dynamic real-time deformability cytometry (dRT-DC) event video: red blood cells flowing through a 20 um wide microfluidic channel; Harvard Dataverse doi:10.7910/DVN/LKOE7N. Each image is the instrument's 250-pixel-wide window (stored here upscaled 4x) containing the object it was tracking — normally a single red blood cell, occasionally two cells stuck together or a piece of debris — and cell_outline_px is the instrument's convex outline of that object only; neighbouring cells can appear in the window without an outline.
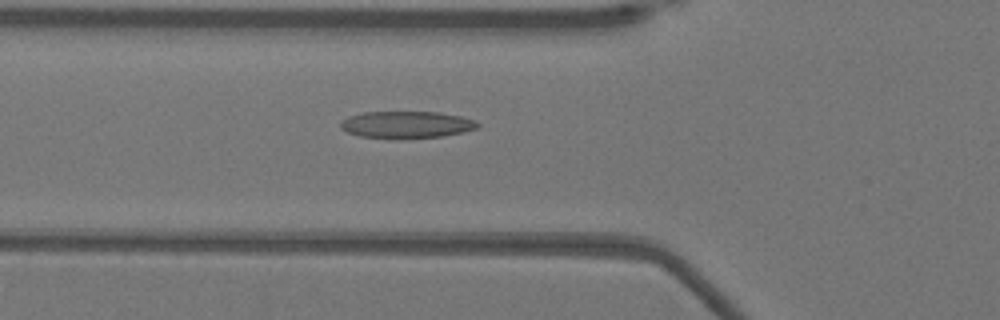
{"species": "Egyptian fruit bat (a non-hibernating species)", "species_latin": "Rousettus aegyptiacus", "temperature_condition": "warm", "stored_images_in_passage": 51, "camera_frame_rate_fps": 3000, "um_per_image_px": 0.085, "animal": {"sex": "female"}, "frame": {"image": 1, "passage_image": 18, "time_ms": 5.667, "image_size_px": [1000, 320], "cell_outline_px": [[480, 124], [476, 128], [464, 132], [444, 136], [396, 140], [392, 140], [360, 136], [348, 132], [340, 128], [340, 120], [348, 116], [364, 112], [440, 112], [460, 116], [476, 120]], "centroid_in_image_um": [34.53, 10.61], "position_along_channel_um": 91.3, "area_um2": 22.08}}
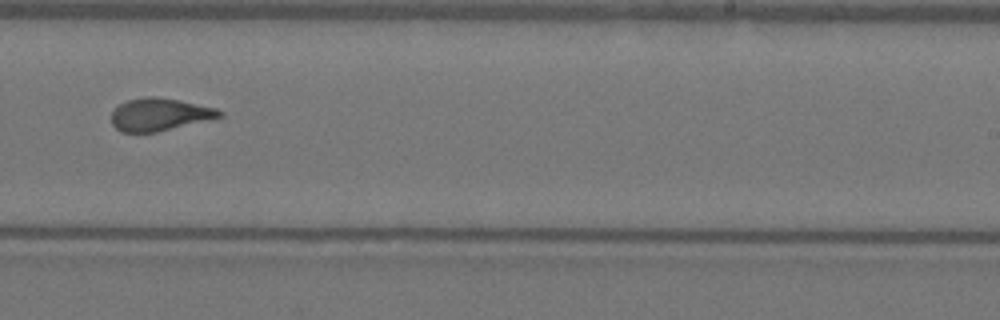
{"frame": {"image": 2, "passage_image": 32, "time_ms": 10.333, "image_size_px": [1000, 320], "cell_outline_px": [[224, 116], [208, 120], [156, 132], [120, 132], [112, 124], [112, 112], [120, 104], [128, 100], [148, 96], [180, 100], [216, 108], [224, 112]], "centroid_in_image_um": [13.58, 9.73], "position_along_channel_um": 275.4, "area_um2": 20.35}}
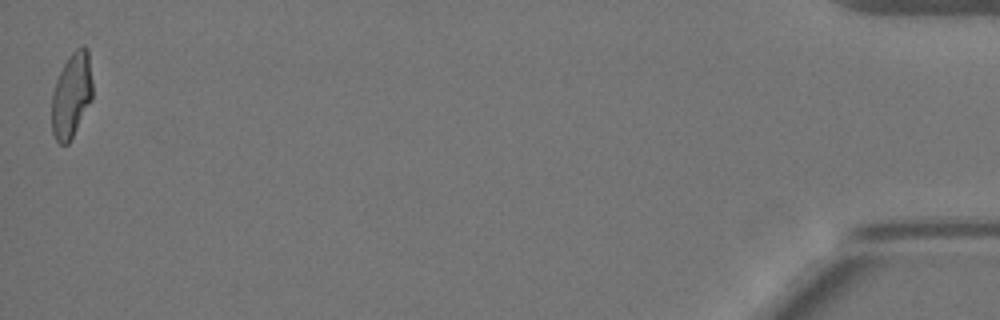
{"frame": {"image": 3, "passage_image": 51, "time_ms": 16.667, "image_size_px": [1000, 320], "cell_outline_px": [[92, 100], [68, 144], [60, 144], [56, 140], [52, 132], [52, 92], [56, 80], [68, 56], [76, 48], [84, 44], [88, 48], [92, 80]], "centroid_in_image_um": [6.09, 8.05], "position_along_channel_um": 429.1, "area_um2": 20.29}, "authors_computed_cell_mechanics": {"area_um2": 21.0392, "velocity_mm_per_s": 3.9434, "shape_relaxation_time_tau1_ms": 10.1005, "shape_relaxation_time_tau2_ms": 1.0857, "deformation_change_tau1": 0.2833, "deformation_change_tau2": 0.0838}}